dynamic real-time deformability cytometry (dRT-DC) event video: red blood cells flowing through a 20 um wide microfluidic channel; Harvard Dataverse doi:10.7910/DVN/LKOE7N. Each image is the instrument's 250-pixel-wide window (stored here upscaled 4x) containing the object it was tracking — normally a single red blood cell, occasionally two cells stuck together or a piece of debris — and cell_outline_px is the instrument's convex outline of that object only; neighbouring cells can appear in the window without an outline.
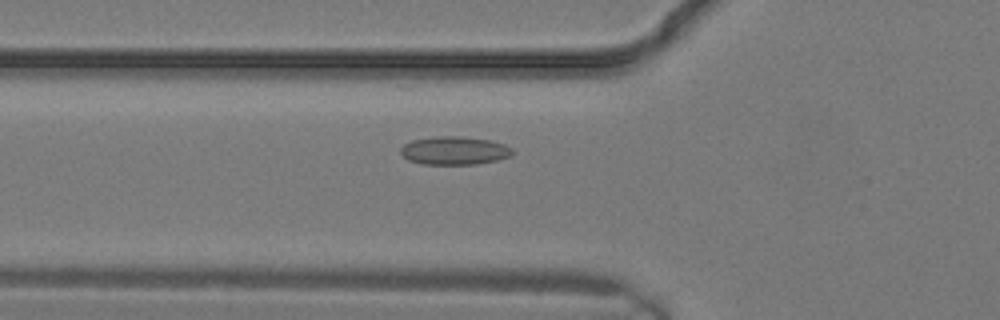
{"species": "common noctule bat (a hibernating species)", "species_latin": "Nyctalus noctula", "temperature_condition": "warm", "stored_images_in_passage": 5, "camera_frame_rate_fps": 3000, "um_per_image_px": 0.085, "animal": {"sex": "male", "body_mass_g": 19.2, "forearm_length_mm": 51.8}, "frame": {"image": 1, "passage_image": 3, "time_ms": 0.667, "image_size_px": [1000, 320], "cell_outline_px": [[516, 152], [508, 156], [496, 160], [476, 164], [424, 164], [408, 160], [400, 152], [400, 148], [404, 144], [412, 140], [440, 136], [464, 136], [488, 140], [504, 144], [512, 148]], "centroid_in_image_um": [38.62, 12.79], "position_along_channel_um": 87.2, "area_um2": 18.32}}
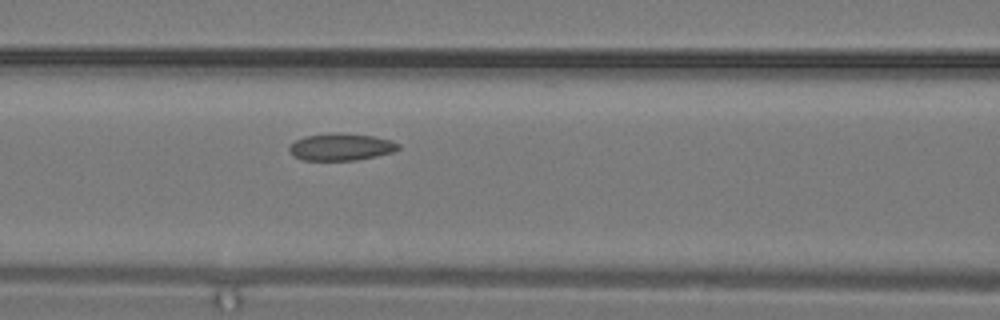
{"frame": {"image": 2, "passage_image": 5, "time_ms": 1.333, "image_size_px": [1000, 320], "cell_outline_px": [[400, 148], [392, 152], [376, 156], [356, 160], [304, 160], [292, 156], [288, 148], [288, 144], [304, 136], [336, 132], [372, 136], [392, 140], [400, 144]], "centroid_in_image_um": [28.95, 12.48], "position_along_channel_um": 137.6, "area_um2": 17.34}}